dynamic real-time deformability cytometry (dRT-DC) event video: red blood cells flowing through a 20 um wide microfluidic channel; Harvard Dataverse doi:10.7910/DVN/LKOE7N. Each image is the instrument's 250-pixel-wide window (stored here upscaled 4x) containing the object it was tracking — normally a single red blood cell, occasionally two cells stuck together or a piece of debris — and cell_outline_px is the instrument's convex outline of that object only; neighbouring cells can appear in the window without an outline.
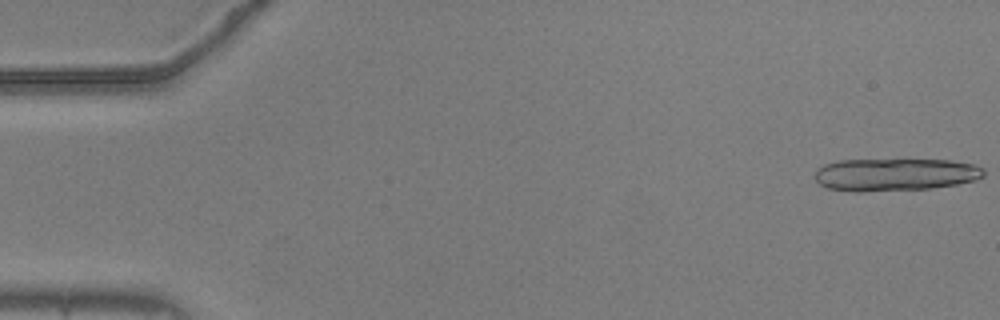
{"species": "common noctule bat (a hibernating species)", "species_latin": "Nyctalus noctula", "temperature_condition": "warm", "stored_images_in_passage": 15, "camera_frame_rate_fps": 3000, "um_per_image_px": 0.085, "animal": {"sex": "male", "body_mass_g": 20.5, "forearm_length_mm": 52.5}, "frame": {"image": 1, "passage_image": 1, "time_ms": 0.0, "image_size_px": [1000, 320], "cell_outline_px": [[984, 176], [976, 180], [956, 184], [932, 188], [860, 192], [856, 192], [828, 188], [820, 184], [816, 180], [816, 168], [824, 164], [840, 160], [952, 160], [972, 164], [984, 168]], "centroid_in_image_um": [76.08, 14.84], "position_along_channel_um": 8.9, "area_um2": 32.08}}